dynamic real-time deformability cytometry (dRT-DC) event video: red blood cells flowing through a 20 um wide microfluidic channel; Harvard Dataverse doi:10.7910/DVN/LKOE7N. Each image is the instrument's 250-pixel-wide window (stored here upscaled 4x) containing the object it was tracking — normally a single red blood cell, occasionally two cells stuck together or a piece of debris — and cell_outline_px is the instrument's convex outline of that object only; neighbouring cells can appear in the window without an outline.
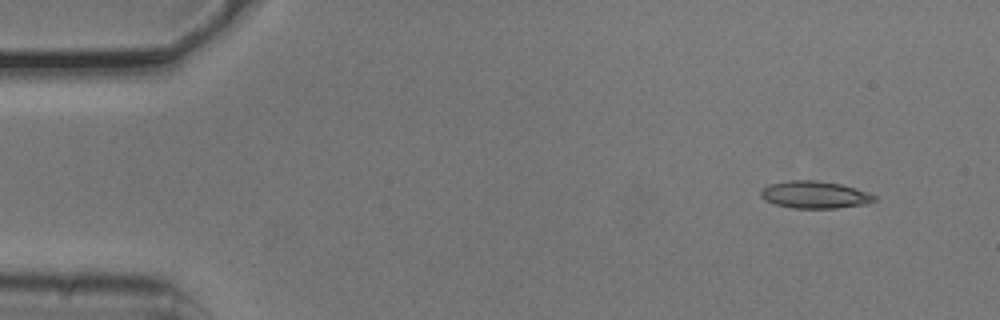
{"species": "common noctule bat (a hibernating species)", "species_latin": "Nyctalus noctula", "temperature_condition": "cold", "stored_images_in_passage": 4, "camera_frame_rate_fps": 3000, "um_per_image_px": 0.085, "animal": {"sex": "male", "body_mass_g": 20.5, "forearm_length_mm": 52.5}, "frame": {"image": 1, "passage_image": 1, "time_ms": 0.0, "image_size_px": [1000, 320], "cell_outline_px": [[880, 196], [876, 200], [868, 204], [836, 208], [792, 208], [776, 204], [764, 200], [760, 196], [760, 192], [768, 184], [788, 180], [816, 180], [840, 184], [856, 188]], "centroid_in_image_um": [69.29, 16.55], "position_along_channel_um": 15.7, "area_um2": 18.26}}
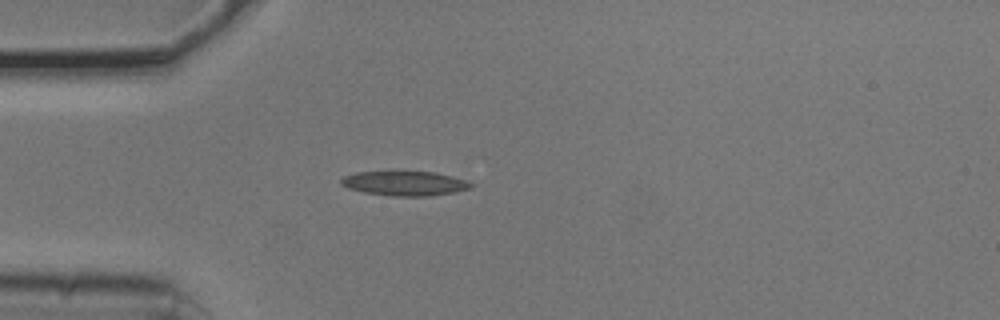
{"frame": {"image": 2, "passage_image": 3, "time_ms": 0.667, "image_size_px": [1000, 320], "cell_outline_px": [[472, 188], [452, 192], [428, 196], [392, 196], [364, 192], [348, 188], [340, 184], [340, 180], [344, 176], [356, 172], [388, 168], [436, 172], [452, 176], [464, 180], [472, 184]], "centroid_in_image_um": [34.32, 15.52], "position_along_channel_um": 50.7, "area_um2": 19.48}}